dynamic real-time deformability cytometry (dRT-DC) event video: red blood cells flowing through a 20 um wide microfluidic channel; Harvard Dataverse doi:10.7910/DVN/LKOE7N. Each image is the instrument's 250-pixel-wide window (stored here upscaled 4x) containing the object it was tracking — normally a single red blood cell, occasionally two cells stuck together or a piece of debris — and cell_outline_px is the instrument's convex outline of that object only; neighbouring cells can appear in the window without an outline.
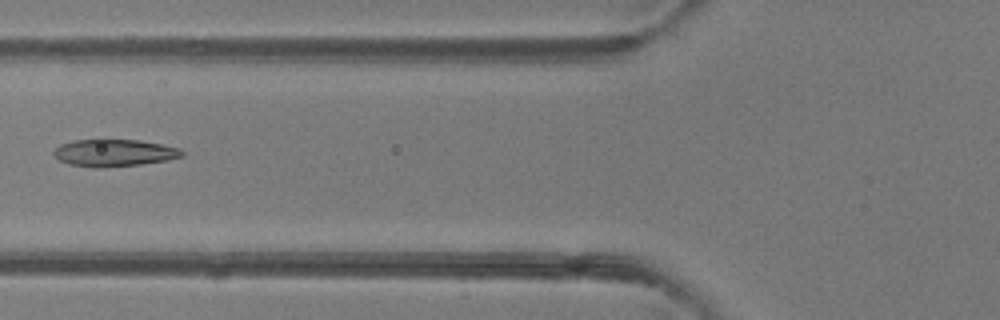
{"species": "common noctule bat (a hibernating species)", "species_latin": "Nyctalus noctula", "temperature_condition": "room temperature", "stored_images_in_passage": 4, "camera_frame_rate_fps": 3000, "um_per_image_px": 0.085, "animal": {"sex": "female"}, "frame": {"image": 1, "passage_image": 4, "time_ms": 3.333, "image_size_px": [1000, 320], "cell_outline_px": [[184, 156], [168, 160], [140, 164], [100, 168], [96, 168], [68, 164], [60, 160], [52, 152], [60, 144], [72, 140], [100, 136], [104, 136], [140, 140], [180, 148], [184, 152]], "centroid_in_image_um": [9.67, 12.93], "position_along_channel_um": 116.1, "area_um2": 21.27}}